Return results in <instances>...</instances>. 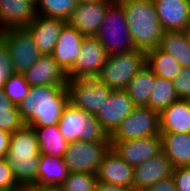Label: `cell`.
<instances>
[{
    "instance_id": "cell-44",
    "label": "cell",
    "mask_w": 190,
    "mask_h": 191,
    "mask_svg": "<svg viewBox=\"0 0 190 191\" xmlns=\"http://www.w3.org/2000/svg\"><path fill=\"white\" fill-rule=\"evenodd\" d=\"M77 4H82V3H88V2H93L97 0H75Z\"/></svg>"
},
{
    "instance_id": "cell-3",
    "label": "cell",
    "mask_w": 190,
    "mask_h": 191,
    "mask_svg": "<svg viewBox=\"0 0 190 191\" xmlns=\"http://www.w3.org/2000/svg\"><path fill=\"white\" fill-rule=\"evenodd\" d=\"M5 159L18 184H36L40 148L32 127L24 125L11 134Z\"/></svg>"
},
{
    "instance_id": "cell-8",
    "label": "cell",
    "mask_w": 190,
    "mask_h": 191,
    "mask_svg": "<svg viewBox=\"0 0 190 191\" xmlns=\"http://www.w3.org/2000/svg\"><path fill=\"white\" fill-rule=\"evenodd\" d=\"M6 43L14 73L23 74L42 56L33 36L26 28H10L0 32Z\"/></svg>"
},
{
    "instance_id": "cell-18",
    "label": "cell",
    "mask_w": 190,
    "mask_h": 191,
    "mask_svg": "<svg viewBox=\"0 0 190 191\" xmlns=\"http://www.w3.org/2000/svg\"><path fill=\"white\" fill-rule=\"evenodd\" d=\"M30 87L67 85V75L52 55H42L35 64L23 73Z\"/></svg>"
},
{
    "instance_id": "cell-9",
    "label": "cell",
    "mask_w": 190,
    "mask_h": 191,
    "mask_svg": "<svg viewBox=\"0 0 190 191\" xmlns=\"http://www.w3.org/2000/svg\"><path fill=\"white\" fill-rule=\"evenodd\" d=\"M111 148L108 142H69L64 161L69 172L96 174L104 156Z\"/></svg>"
},
{
    "instance_id": "cell-34",
    "label": "cell",
    "mask_w": 190,
    "mask_h": 191,
    "mask_svg": "<svg viewBox=\"0 0 190 191\" xmlns=\"http://www.w3.org/2000/svg\"><path fill=\"white\" fill-rule=\"evenodd\" d=\"M14 74L13 64L6 43L0 38V90L8 78Z\"/></svg>"
},
{
    "instance_id": "cell-24",
    "label": "cell",
    "mask_w": 190,
    "mask_h": 191,
    "mask_svg": "<svg viewBox=\"0 0 190 191\" xmlns=\"http://www.w3.org/2000/svg\"><path fill=\"white\" fill-rule=\"evenodd\" d=\"M158 48L173 57L182 67H190V40L186 31H167Z\"/></svg>"
},
{
    "instance_id": "cell-1",
    "label": "cell",
    "mask_w": 190,
    "mask_h": 191,
    "mask_svg": "<svg viewBox=\"0 0 190 191\" xmlns=\"http://www.w3.org/2000/svg\"><path fill=\"white\" fill-rule=\"evenodd\" d=\"M69 104L66 86L30 87L28 96L18 105L24 125L44 127L58 125Z\"/></svg>"
},
{
    "instance_id": "cell-28",
    "label": "cell",
    "mask_w": 190,
    "mask_h": 191,
    "mask_svg": "<svg viewBox=\"0 0 190 191\" xmlns=\"http://www.w3.org/2000/svg\"><path fill=\"white\" fill-rule=\"evenodd\" d=\"M146 65L155 75L172 81L182 70V66L173 57L158 47L146 51Z\"/></svg>"
},
{
    "instance_id": "cell-17",
    "label": "cell",
    "mask_w": 190,
    "mask_h": 191,
    "mask_svg": "<svg viewBox=\"0 0 190 191\" xmlns=\"http://www.w3.org/2000/svg\"><path fill=\"white\" fill-rule=\"evenodd\" d=\"M133 167L110 148L96 173L97 182L122 187L133 186Z\"/></svg>"
},
{
    "instance_id": "cell-25",
    "label": "cell",
    "mask_w": 190,
    "mask_h": 191,
    "mask_svg": "<svg viewBox=\"0 0 190 191\" xmlns=\"http://www.w3.org/2000/svg\"><path fill=\"white\" fill-rule=\"evenodd\" d=\"M32 128L39 143L40 154L54 158L64 157L69 142L61 134L58 125Z\"/></svg>"
},
{
    "instance_id": "cell-13",
    "label": "cell",
    "mask_w": 190,
    "mask_h": 191,
    "mask_svg": "<svg viewBox=\"0 0 190 191\" xmlns=\"http://www.w3.org/2000/svg\"><path fill=\"white\" fill-rule=\"evenodd\" d=\"M111 0L77 4L67 23L86 37H95L105 18Z\"/></svg>"
},
{
    "instance_id": "cell-11",
    "label": "cell",
    "mask_w": 190,
    "mask_h": 191,
    "mask_svg": "<svg viewBox=\"0 0 190 191\" xmlns=\"http://www.w3.org/2000/svg\"><path fill=\"white\" fill-rule=\"evenodd\" d=\"M108 54L96 37H85L80 54L66 73L68 80L97 77L105 65Z\"/></svg>"
},
{
    "instance_id": "cell-43",
    "label": "cell",
    "mask_w": 190,
    "mask_h": 191,
    "mask_svg": "<svg viewBox=\"0 0 190 191\" xmlns=\"http://www.w3.org/2000/svg\"><path fill=\"white\" fill-rule=\"evenodd\" d=\"M126 191H146L144 189L136 188V187H127Z\"/></svg>"
},
{
    "instance_id": "cell-2",
    "label": "cell",
    "mask_w": 190,
    "mask_h": 191,
    "mask_svg": "<svg viewBox=\"0 0 190 191\" xmlns=\"http://www.w3.org/2000/svg\"><path fill=\"white\" fill-rule=\"evenodd\" d=\"M132 43L148 51L159 46L165 30L161 26L153 0H120Z\"/></svg>"
},
{
    "instance_id": "cell-5",
    "label": "cell",
    "mask_w": 190,
    "mask_h": 191,
    "mask_svg": "<svg viewBox=\"0 0 190 191\" xmlns=\"http://www.w3.org/2000/svg\"><path fill=\"white\" fill-rule=\"evenodd\" d=\"M108 55L120 54L136 49L132 43L123 6L112 1L105 14L98 34L95 36Z\"/></svg>"
},
{
    "instance_id": "cell-38",
    "label": "cell",
    "mask_w": 190,
    "mask_h": 191,
    "mask_svg": "<svg viewBox=\"0 0 190 191\" xmlns=\"http://www.w3.org/2000/svg\"><path fill=\"white\" fill-rule=\"evenodd\" d=\"M146 191H177L174 179L172 176L160 180L157 184L150 187Z\"/></svg>"
},
{
    "instance_id": "cell-23",
    "label": "cell",
    "mask_w": 190,
    "mask_h": 191,
    "mask_svg": "<svg viewBox=\"0 0 190 191\" xmlns=\"http://www.w3.org/2000/svg\"><path fill=\"white\" fill-rule=\"evenodd\" d=\"M162 152L173 167L190 166V133H160Z\"/></svg>"
},
{
    "instance_id": "cell-10",
    "label": "cell",
    "mask_w": 190,
    "mask_h": 191,
    "mask_svg": "<svg viewBox=\"0 0 190 191\" xmlns=\"http://www.w3.org/2000/svg\"><path fill=\"white\" fill-rule=\"evenodd\" d=\"M159 134V112L148 107H136L121 121L110 135V140H131Z\"/></svg>"
},
{
    "instance_id": "cell-40",
    "label": "cell",
    "mask_w": 190,
    "mask_h": 191,
    "mask_svg": "<svg viewBox=\"0 0 190 191\" xmlns=\"http://www.w3.org/2000/svg\"><path fill=\"white\" fill-rule=\"evenodd\" d=\"M95 191H126V187L97 182L95 186Z\"/></svg>"
},
{
    "instance_id": "cell-39",
    "label": "cell",
    "mask_w": 190,
    "mask_h": 191,
    "mask_svg": "<svg viewBox=\"0 0 190 191\" xmlns=\"http://www.w3.org/2000/svg\"><path fill=\"white\" fill-rule=\"evenodd\" d=\"M11 134L0 129V159L6 157Z\"/></svg>"
},
{
    "instance_id": "cell-42",
    "label": "cell",
    "mask_w": 190,
    "mask_h": 191,
    "mask_svg": "<svg viewBox=\"0 0 190 191\" xmlns=\"http://www.w3.org/2000/svg\"><path fill=\"white\" fill-rule=\"evenodd\" d=\"M43 191H64L60 185L43 186Z\"/></svg>"
},
{
    "instance_id": "cell-33",
    "label": "cell",
    "mask_w": 190,
    "mask_h": 191,
    "mask_svg": "<svg viewBox=\"0 0 190 191\" xmlns=\"http://www.w3.org/2000/svg\"><path fill=\"white\" fill-rule=\"evenodd\" d=\"M96 183V174L69 172L60 186L64 191H95Z\"/></svg>"
},
{
    "instance_id": "cell-12",
    "label": "cell",
    "mask_w": 190,
    "mask_h": 191,
    "mask_svg": "<svg viewBox=\"0 0 190 191\" xmlns=\"http://www.w3.org/2000/svg\"><path fill=\"white\" fill-rule=\"evenodd\" d=\"M111 148L131 167H136L162 152L161 135L131 140H110Z\"/></svg>"
},
{
    "instance_id": "cell-14",
    "label": "cell",
    "mask_w": 190,
    "mask_h": 191,
    "mask_svg": "<svg viewBox=\"0 0 190 191\" xmlns=\"http://www.w3.org/2000/svg\"><path fill=\"white\" fill-rule=\"evenodd\" d=\"M136 107L125 90H113L95 117L110 136Z\"/></svg>"
},
{
    "instance_id": "cell-36",
    "label": "cell",
    "mask_w": 190,
    "mask_h": 191,
    "mask_svg": "<svg viewBox=\"0 0 190 191\" xmlns=\"http://www.w3.org/2000/svg\"><path fill=\"white\" fill-rule=\"evenodd\" d=\"M172 177L177 191H190V166L175 167Z\"/></svg>"
},
{
    "instance_id": "cell-29",
    "label": "cell",
    "mask_w": 190,
    "mask_h": 191,
    "mask_svg": "<svg viewBox=\"0 0 190 191\" xmlns=\"http://www.w3.org/2000/svg\"><path fill=\"white\" fill-rule=\"evenodd\" d=\"M177 100L179 99L173 81L156 75L155 87L145 107L160 113L163 109L169 107Z\"/></svg>"
},
{
    "instance_id": "cell-6",
    "label": "cell",
    "mask_w": 190,
    "mask_h": 191,
    "mask_svg": "<svg viewBox=\"0 0 190 191\" xmlns=\"http://www.w3.org/2000/svg\"><path fill=\"white\" fill-rule=\"evenodd\" d=\"M146 65V52L134 49L108 55L97 78L113 90H125L130 80Z\"/></svg>"
},
{
    "instance_id": "cell-22",
    "label": "cell",
    "mask_w": 190,
    "mask_h": 191,
    "mask_svg": "<svg viewBox=\"0 0 190 191\" xmlns=\"http://www.w3.org/2000/svg\"><path fill=\"white\" fill-rule=\"evenodd\" d=\"M160 133H190V100L179 99L159 113Z\"/></svg>"
},
{
    "instance_id": "cell-27",
    "label": "cell",
    "mask_w": 190,
    "mask_h": 191,
    "mask_svg": "<svg viewBox=\"0 0 190 191\" xmlns=\"http://www.w3.org/2000/svg\"><path fill=\"white\" fill-rule=\"evenodd\" d=\"M155 82L156 75L147 65H144L130 80L125 91L137 107H145L155 87Z\"/></svg>"
},
{
    "instance_id": "cell-16",
    "label": "cell",
    "mask_w": 190,
    "mask_h": 191,
    "mask_svg": "<svg viewBox=\"0 0 190 191\" xmlns=\"http://www.w3.org/2000/svg\"><path fill=\"white\" fill-rule=\"evenodd\" d=\"M153 2L165 32L189 30L190 0H153Z\"/></svg>"
},
{
    "instance_id": "cell-31",
    "label": "cell",
    "mask_w": 190,
    "mask_h": 191,
    "mask_svg": "<svg viewBox=\"0 0 190 191\" xmlns=\"http://www.w3.org/2000/svg\"><path fill=\"white\" fill-rule=\"evenodd\" d=\"M23 126L18 105H15L4 95L3 90H0V129L13 134Z\"/></svg>"
},
{
    "instance_id": "cell-30",
    "label": "cell",
    "mask_w": 190,
    "mask_h": 191,
    "mask_svg": "<svg viewBox=\"0 0 190 191\" xmlns=\"http://www.w3.org/2000/svg\"><path fill=\"white\" fill-rule=\"evenodd\" d=\"M75 0H35L36 14L67 21L76 8Z\"/></svg>"
},
{
    "instance_id": "cell-37",
    "label": "cell",
    "mask_w": 190,
    "mask_h": 191,
    "mask_svg": "<svg viewBox=\"0 0 190 191\" xmlns=\"http://www.w3.org/2000/svg\"><path fill=\"white\" fill-rule=\"evenodd\" d=\"M18 185L5 158L0 159V188L14 189Z\"/></svg>"
},
{
    "instance_id": "cell-46",
    "label": "cell",
    "mask_w": 190,
    "mask_h": 191,
    "mask_svg": "<svg viewBox=\"0 0 190 191\" xmlns=\"http://www.w3.org/2000/svg\"><path fill=\"white\" fill-rule=\"evenodd\" d=\"M187 32H188V35H189V40H190V29H189V30H187Z\"/></svg>"
},
{
    "instance_id": "cell-4",
    "label": "cell",
    "mask_w": 190,
    "mask_h": 191,
    "mask_svg": "<svg viewBox=\"0 0 190 191\" xmlns=\"http://www.w3.org/2000/svg\"><path fill=\"white\" fill-rule=\"evenodd\" d=\"M59 130L68 142H108L110 136L102 128L94 114L73 107H65L58 124Z\"/></svg>"
},
{
    "instance_id": "cell-45",
    "label": "cell",
    "mask_w": 190,
    "mask_h": 191,
    "mask_svg": "<svg viewBox=\"0 0 190 191\" xmlns=\"http://www.w3.org/2000/svg\"><path fill=\"white\" fill-rule=\"evenodd\" d=\"M0 191H13V189H2V188H0Z\"/></svg>"
},
{
    "instance_id": "cell-20",
    "label": "cell",
    "mask_w": 190,
    "mask_h": 191,
    "mask_svg": "<svg viewBox=\"0 0 190 191\" xmlns=\"http://www.w3.org/2000/svg\"><path fill=\"white\" fill-rule=\"evenodd\" d=\"M36 16L35 0H0V32L25 28Z\"/></svg>"
},
{
    "instance_id": "cell-15",
    "label": "cell",
    "mask_w": 190,
    "mask_h": 191,
    "mask_svg": "<svg viewBox=\"0 0 190 191\" xmlns=\"http://www.w3.org/2000/svg\"><path fill=\"white\" fill-rule=\"evenodd\" d=\"M173 165L163 153L150 158L133 169V187L147 190L160 180L172 176Z\"/></svg>"
},
{
    "instance_id": "cell-26",
    "label": "cell",
    "mask_w": 190,
    "mask_h": 191,
    "mask_svg": "<svg viewBox=\"0 0 190 191\" xmlns=\"http://www.w3.org/2000/svg\"><path fill=\"white\" fill-rule=\"evenodd\" d=\"M69 174L63 157L40 154L36 184L43 186L61 185Z\"/></svg>"
},
{
    "instance_id": "cell-19",
    "label": "cell",
    "mask_w": 190,
    "mask_h": 191,
    "mask_svg": "<svg viewBox=\"0 0 190 191\" xmlns=\"http://www.w3.org/2000/svg\"><path fill=\"white\" fill-rule=\"evenodd\" d=\"M85 37L68 23L62 27L51 55L65 73L72 68L79 56L81 44Z\"/></svg>"
},
{
    "instance_id": "cell-7",
    "label": "cell",
    "mask_w": 190,
    "mask_h": 191,
    "mask_svg": "<svg viewBox=\"0 0 190 191\" xmlns=\"http://www.w3.org/2000/svg\"><path fill=\"white\" fill-rule=\"evenodd\" d=\"M66 89L69 103L78 109L96 115L107 102L113 89L97 77L68 80Z\"/></svg>"
},
{
    "instance_id": "cell-41",
    "label": "cell",
    "mask_w": 190,
    "mask_h": 191,
    "mask_svg": "<svg viewBox=\"0 0 190 191\" xmlns=\"http://www.w3.org/2000/svg\"><path fill=\"white\" fill-rule=\"evenodd\" d=\"M13 191H43V187L37 184H18Z\"/></svg>"
},
{
    "instance_id": "cell-32",
    "label": "cell",
    "mask_w": 190,
    "mask_h": 191,
    "mask_svg": "<svg viewBox=\"0 0 190 191\" xmlns=\"http://www.w3.org/2000/svg\"><path fill=\"white\" fill-rule=\"evenodd\" d=\"M30 85L23 74L14 73L3 86L4 95L15 105H19L29 93Z\"/></svg>"
},
{
    "instance_id": "cell-35",
    "label": "cell",
    "mask_w": 190,
    "mask_h": 191,
    "mask_svg": "<svg viewBox=\"0 0 190 191\" xmlns=\"http://www.w3.org/2000/svg\"><path fill=\"white\" fill-rule=\"evenodd\" d=\"M173 83L178 99L190 100V67H182Z\"/></svg>"
},
{
    "instance_id": "cell-21",
    "label": "cell",
    "mask_w": 190,
    "mask_h": 191,
    "mask_svg": "<svg viewBox=\"0 0 190 191\" xmlns=\"http://www.w3.org/2000/svg\"><path fill=\"white\" fill-rule=\"evenodd\" d=\"M67 21L59 18H47L37 15L25 28L33 36L42 55H51L57 43L62 27Z\"/></svg>"
}]
</instances>
